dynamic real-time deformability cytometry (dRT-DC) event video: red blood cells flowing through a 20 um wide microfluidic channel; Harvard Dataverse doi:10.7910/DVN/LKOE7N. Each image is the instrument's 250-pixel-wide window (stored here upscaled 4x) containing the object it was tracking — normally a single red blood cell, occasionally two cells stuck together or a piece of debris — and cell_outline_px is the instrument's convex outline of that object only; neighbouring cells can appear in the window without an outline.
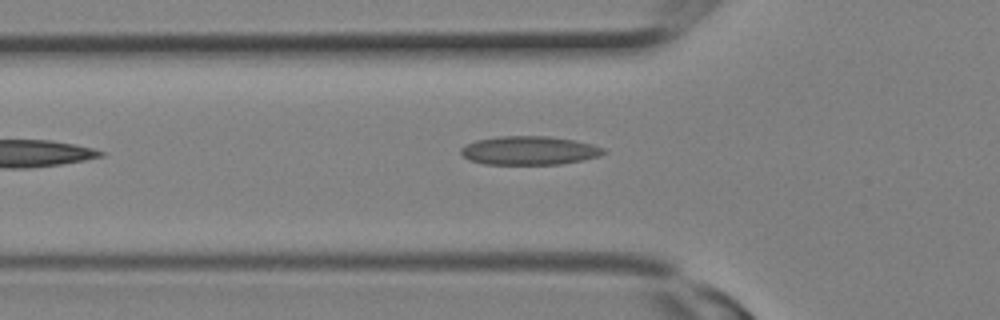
{"species": "Egyptian fruit bat (a non-hibernating species)", "species_latin": "Rousettus aegyptiacus", "temperature_condition": "room temperature", "stored_images_in_passage": 9, "camera_frame_rate_fps": 3000, "um_per_image_px": 0.085, "animal": {"sex": "female"}, "frame": {"image": 1, "passage_image": 9, "time_ms": 2.667, "image_size_px": [1000, 320], "cell_outline_px": [[608, 152], [600, 156], [560, 164], [484, 164], [468, 160], [460, 152], [460, 148], [464, 144], [476, 140], [496, 136], [548, 136], [576, 140], [592, 144], [604, 148]], "centroid_in_image_um": [44.97, 12.78], "position_along_channel_um": 80.8, "area_um2": 24.04}}